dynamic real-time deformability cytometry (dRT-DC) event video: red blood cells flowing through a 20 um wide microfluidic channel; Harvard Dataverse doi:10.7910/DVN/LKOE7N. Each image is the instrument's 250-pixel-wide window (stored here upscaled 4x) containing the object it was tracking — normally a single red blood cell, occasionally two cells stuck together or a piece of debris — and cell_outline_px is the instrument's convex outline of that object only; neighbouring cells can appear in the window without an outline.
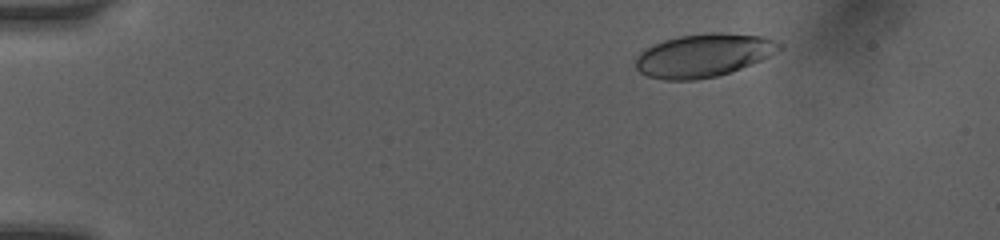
{"species": "human", "species_latin": "Homo sapiens", "temperature_condition": "room temperature", "stored_images_in_passage": 8, "camera_frame_rate_fps": 3000, "um_per_image_px": 0.085, "donor": {"sex": "female"}, "frame": {"image": 1, "passage_image": 1, "time_ms": 0.0, "image_size_px": [1000, 240], "cell_outline_px": [[784, 48], [752, 64], [716, 76], [696, 80], [664, 80], [648, 76], [640, 72], [636, 68], [636, 56], [640, 52], [652, 44], [664, 40], [680, 36], [712, 32], [724, 32], [760, 36], [784, 44]], "centroid_in_image_um": [59.79, 4.7], "position_along_channel_um": 25.2, "area_um2": 36.07}}
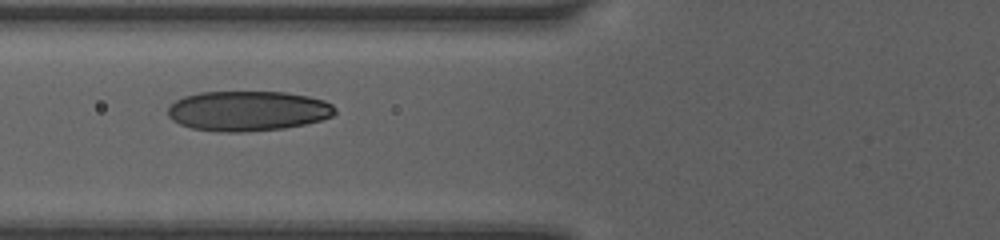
{"frame": {"image": 2, "passage_image": 6, "time_ms": 4.333, "image_size_px": [1000, 240], "cell_outline_px": [[336, 112], [332, 116], [320, 120], [304, 124], [284, 128], [244, 132], [220, 132], [192, 128], [180, 124], [172, 120], [168, 116], [168, 108], [176, 100], [184, 96], [200, 92], [284, 92], [308, 96], [324, 100], [332, 104], [336, 108]], "centroid_in_image_um": [21.07, 9.43], "position_along_channel_um": 104.7, "area_um2": 39.02}}
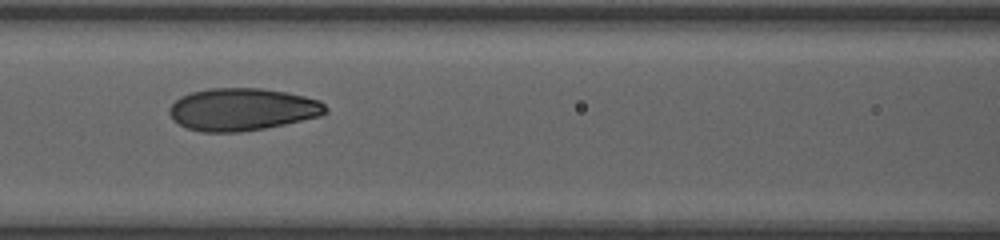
{"frame": {"image": 3, "passage_image": 7, "time_ms": 5.333, "image_size_px": [1000, 240], "cell_outline_px": [[328, 112], [320, 116], [284, 124], [264, 128], [240, 132], [200, 132], [188, 128], [172, 120], [168, 112], [168, 108], [180, 96], [192, 92], [208, 88], [260, 88], [288, 92], [320, 100], [328, 108]], "centroid_in_image_um": [20.58, 9.29], "position_along_channel_um": 146.0, "area_um2": 38.78}}